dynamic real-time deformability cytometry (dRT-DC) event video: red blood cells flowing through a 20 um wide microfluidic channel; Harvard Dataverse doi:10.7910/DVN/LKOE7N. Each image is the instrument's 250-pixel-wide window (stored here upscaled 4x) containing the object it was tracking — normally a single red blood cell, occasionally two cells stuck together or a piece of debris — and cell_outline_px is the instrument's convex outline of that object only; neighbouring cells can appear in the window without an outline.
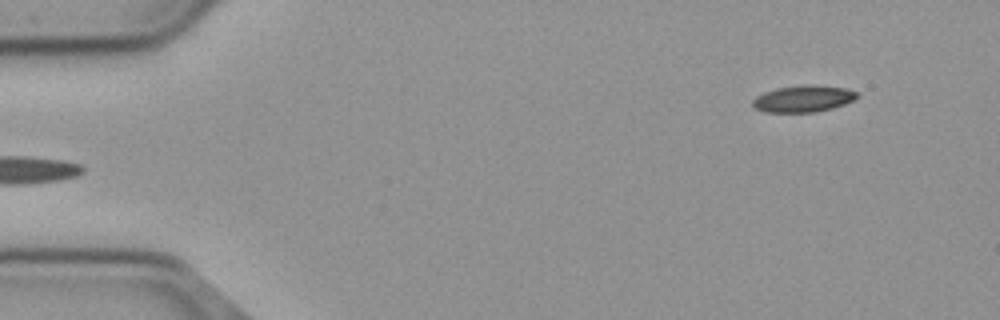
{"species": "common noctule bat (a hibernating species)", "species_latin": "Nyctalus noctula", "temperature_condition": "cold", "stored_images_in_passage": 51, "camera_frame_rate_fps": 3000, "um_per_image_px": 0.085, "animal": {"sex": "male", "body_mass_g": 23.1, "forearm_length_mm": 52.7}, "frame": {"image": 1, "passage_image": 1, "time_ms": 0.0, "image_size_px": [1000, 320], "cell_outline_px": [[860, 96], [844, 104], [832, 108], [816, 112], [764, 112], [756, 108], [752, 104], [752, 100], [756, 96], [764, 92], [776, 88], [804, 84], [812, 84], [844, 88], [856, 92]], "centroid_in_image_um": [68.26, 8.38], "position_along_channel_um": 16.7, "area_um2": 16.24}}
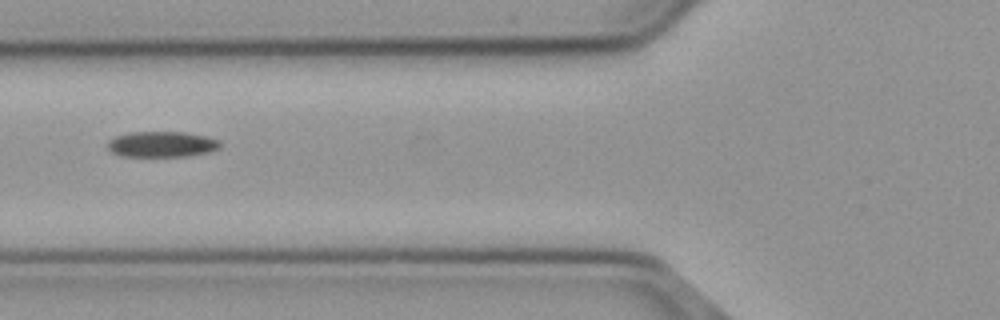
{"frame": {"image": 2, "passage_image": 17, "time_ms": 5.333, "image_size_px": [1000, 320], "cell_outline_px": [[220, 148], [208, 152], [188, 156], [120, 156], [112, 152], [108, 148], [108, 140], [116, 136], [128, 132], [184, 132], [208, 136], [220, 140]], "centroid_in_image_um": [13.76, 12.25], "position_along_channel_um": 112.0, "area_um2": 16.94}}
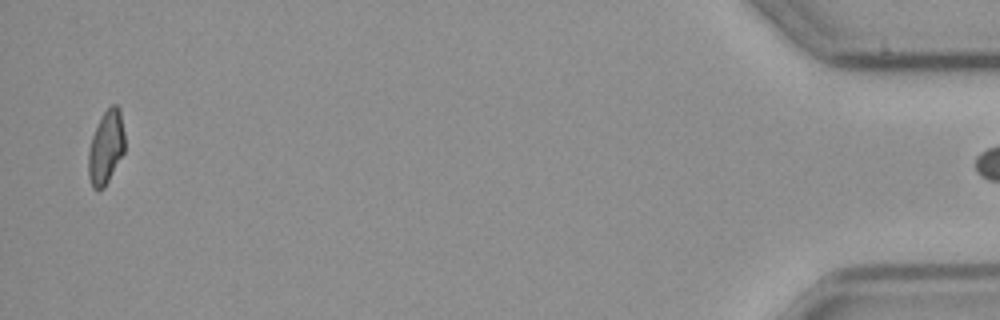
{"frame": {"image": 3, "passage_image": 50, "time_ms": 16.333, "image_size_px": [1000, 320], "cell_outline_px": [[124, 152], [104, 188], [92, 188], [88, 176], [88, 152], [92, 136], [104, 112], [112, 104], [116, 104], [120, 108], [124, 132]], "centroid_in_image_um": [9.01, 12.52], "position_along_channel_um": 426.2, "area_um2": 15.43}}